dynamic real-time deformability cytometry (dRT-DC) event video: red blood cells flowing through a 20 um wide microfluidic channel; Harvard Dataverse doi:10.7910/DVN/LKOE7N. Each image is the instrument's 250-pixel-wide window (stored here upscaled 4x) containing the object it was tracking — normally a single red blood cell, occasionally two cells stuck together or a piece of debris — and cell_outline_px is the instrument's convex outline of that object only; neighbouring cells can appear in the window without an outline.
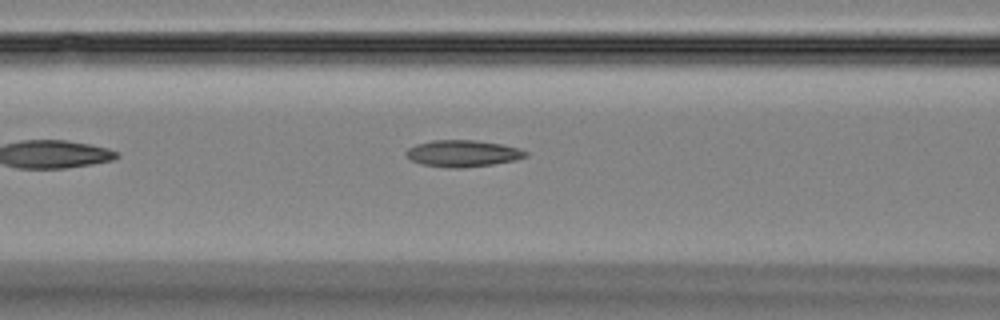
{"species": "Egyptian fruit bat (a non-hibernating species)", "species_latin": "Rousettus aegyptiacus", "temperature_condition": "room temperature", "stored_images_in_passage": 22, "camera_frame_rate_fps": 3000, "um_per_image_px": 0.085, "animal": {"sex": "female"}, "frame": {"image": 1, "passage_image": 5, "time_ms": 1.333, "image_size_px": [1000, 320], "cell_outline_px": [[528, 156], [516, 160], [492, 164], [464, 168], [448, 168], [424, 164], [408, 160], [404, 152], [408, 148], [416, 144], [432, 140], [476, 140], [500, 144], [520, 148], [528, 152]], "centroid_in_image_um": [39.32, 13.04], "position_along_channel_um": 127.3, "area_um2": 18.73}}
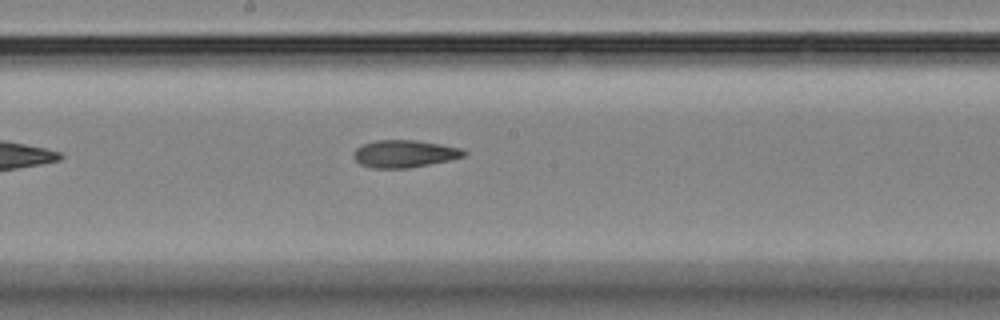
{"frame": {"image": 2, "passage_image": 12, "time_ms": 3.667, "image_size_px": [1000, 320], "cell_outline_px": [[468, 152], [464, 156], [448, 160], [408, 168], [372, 168], [360, 164], [352, 156], [356, 148], [364, 144], [376, 140], [416, 140], [440, 144], [460, 148]], "centroid_in_image_um": [34.35, 13.06], "position_along_channel_um": 213.8, "area_um2": 17.46}}
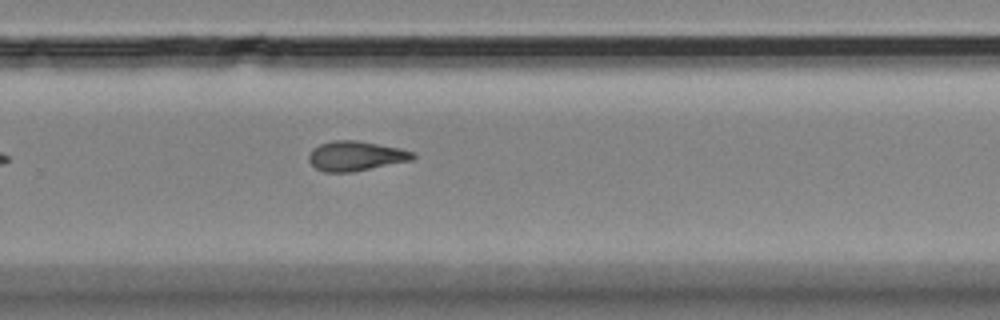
{"frame": {"image": 3, "passage_image": 19, "time_ms": 6.0, "image_size_px": [1000, 320], "cell_outline_px": [[416, 156], [412, 160], [352, 172], [324, 172], [316, 168], [308, 160], [308, 156], [312, 148], [320, 144], [332, 140], [356, 140], [400, 148], [416, 152]], "centroid_in_image_um": [30.24, 13.25], "position_along_channel_um": 299.6, "area_um2": 18.09}}